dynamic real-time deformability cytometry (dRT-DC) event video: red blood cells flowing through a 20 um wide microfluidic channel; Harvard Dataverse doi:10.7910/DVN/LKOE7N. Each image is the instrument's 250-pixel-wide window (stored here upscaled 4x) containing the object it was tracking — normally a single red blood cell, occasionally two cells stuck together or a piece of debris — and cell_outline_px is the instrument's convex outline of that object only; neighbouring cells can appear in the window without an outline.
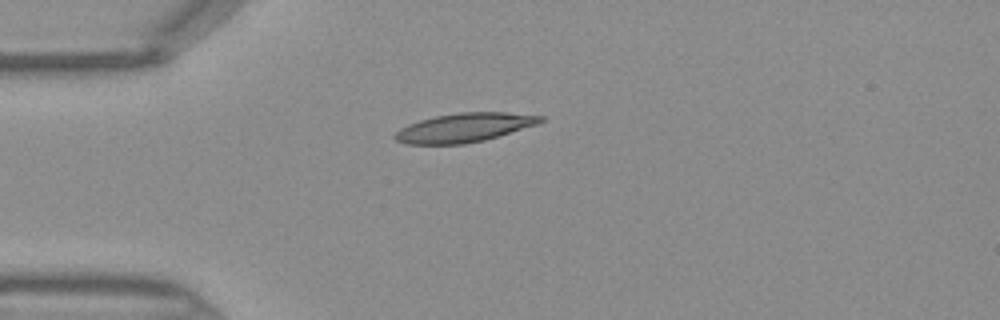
{"species": "Egyptian fruit bat (a non-hibernating species)", "species_latin": "Rousettus aegyptiacus", "temperature_condition": "warm", "stored_images_in_passage": 35, "camera_frame_rate_fps": 3000, "um_per_image_px": 0.085, "frame": {"image": 1, "passage_image": 1, "time_ms": 0.0, "image_size_px": [1000, 320], "cell_outline_px": [[544, 120], [540, 124], [484, 140], [464, 144], [408, 144], [396, 140], [392, 136], [400, 128], [408, 124], [420, 120], [436, 116], [460, 112], [504, 112], [544, 116]], "centroid_in_image_um": [39.48, 10.84], "position_along_channel_um": 45.5, "area_um2": 24.57}}
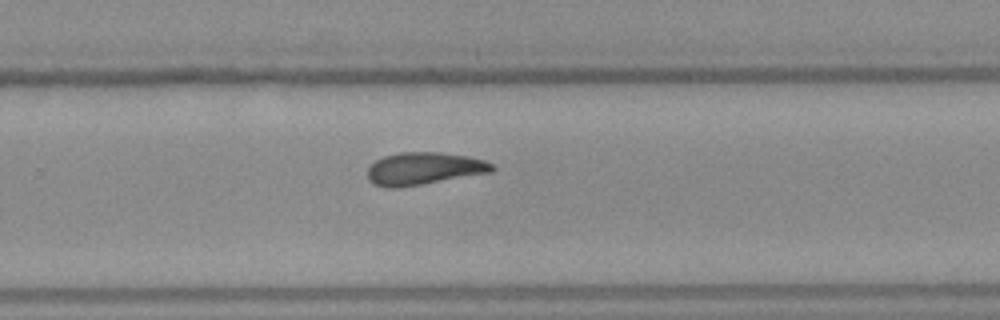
{"frame": {"image": 2, "passage_image": 19, "time_ms": 6.0, "image_size_px": [1000, 320], "cell_outline_px": [[496, 168], [492, 172], [424, 184], [400, 188], [384, 188], [372, 184], [368, 180], [368, 168], [376, 160], [384, 156], [400, 152], [440, 152], [468, 156], [484, 160], [492, 164]], "centroid_in_image_um": [36.02, 14.34], "position_along_channel_um": 293.8, "area_um2": 23.81}}
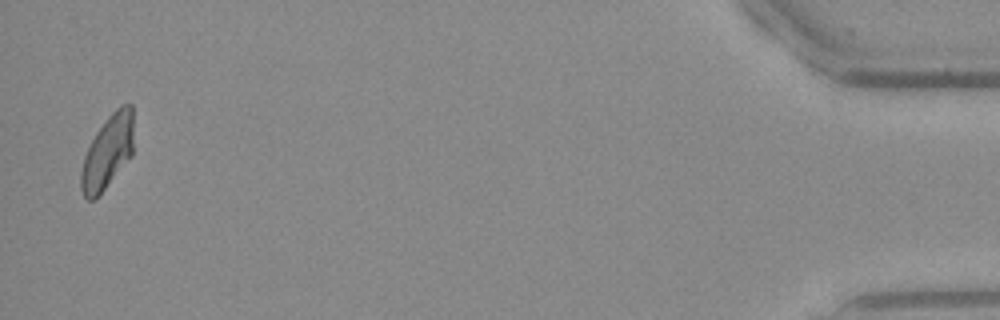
{"frame": {"image": 3, "passage_image": 34, "time_ms": 11.0, "image_size_px": [1000, 320], "cell_outline_px": [[132, 156], [104, 188], [92, 200], [88, 200], [84, 196], [80, 188], [80, 172], [84, 156], [96, 132], [108, 116], [120, 104], [132, 104]], "centroid_in_image_um": [9.13, 12.9], "position_along_channel_um": 426.1, "area_um2": 22.14}}